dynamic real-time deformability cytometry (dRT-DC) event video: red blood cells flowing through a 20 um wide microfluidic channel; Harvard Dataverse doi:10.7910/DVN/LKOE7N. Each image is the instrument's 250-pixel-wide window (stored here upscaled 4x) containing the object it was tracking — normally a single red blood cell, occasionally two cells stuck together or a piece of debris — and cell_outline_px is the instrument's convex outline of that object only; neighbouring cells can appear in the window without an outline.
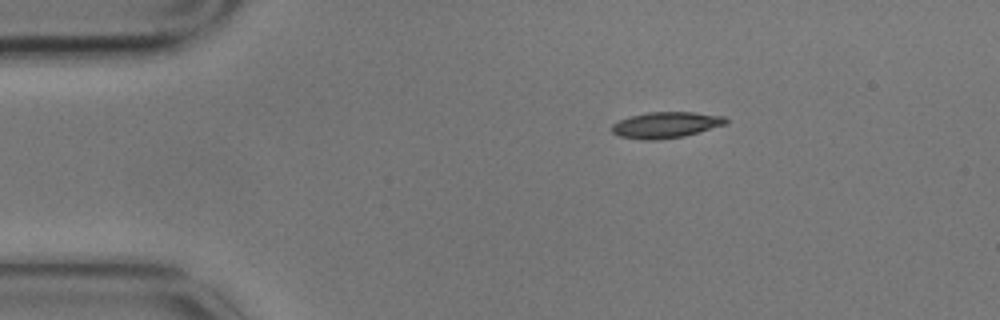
{"species": "common noctule bat (a hibernating species)", "species_latin": "Nyctalus noctula", "temperature_condition": "cold", "stored_images_in_passage": 5, "camera_frame_rate_fps": 3000, "um_per_image_px": 0.085, "animal": {"sex": "male", "body_mass_g": 17.9}, "frame": {"image": 1, "passage_image": 1, "time_ms": 0.0, "image_size_px": [1000, 320], "cell_outline_px": [[728, 124], [684, 136], [656, 140], [640, 140], [620, 136], [612, 132], [612, 124], [620, 120], [632, 116], [648, 112], [692, 112], [724, 116], [728, 120]], "centroid_in_image_um": [56.62, 10.62], "position_along_channel_um": 28.4, "area_um2": 17.28}}
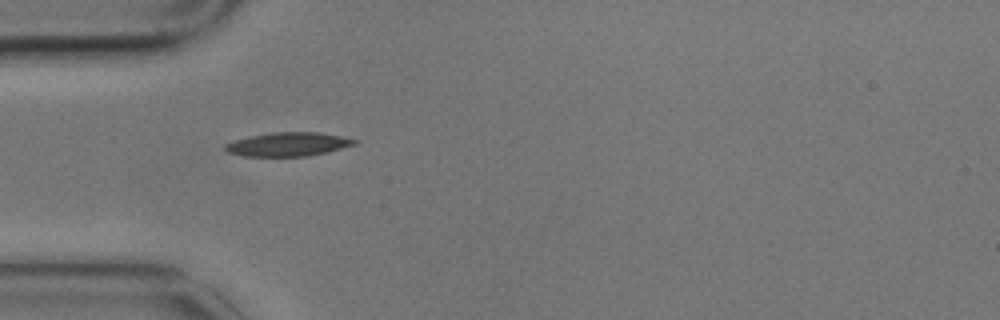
{"frame": {"image": 2, "passage_image": 3, "time_ms": 0.667, "image_size_px": [1000, 320], "cell_outline_px": [[356, 144], [328, 152], [308, 156], [244, 156], [228, 152], [224, 148], [224, 144], [236, 140], [252, 136], [272, 132], [320, 132], [340, 136], [356, 140]], "centroid_in_image_um": [24.5, 12.26], "position_along_channel_um": 60.5, "area_um2": 17.74}}